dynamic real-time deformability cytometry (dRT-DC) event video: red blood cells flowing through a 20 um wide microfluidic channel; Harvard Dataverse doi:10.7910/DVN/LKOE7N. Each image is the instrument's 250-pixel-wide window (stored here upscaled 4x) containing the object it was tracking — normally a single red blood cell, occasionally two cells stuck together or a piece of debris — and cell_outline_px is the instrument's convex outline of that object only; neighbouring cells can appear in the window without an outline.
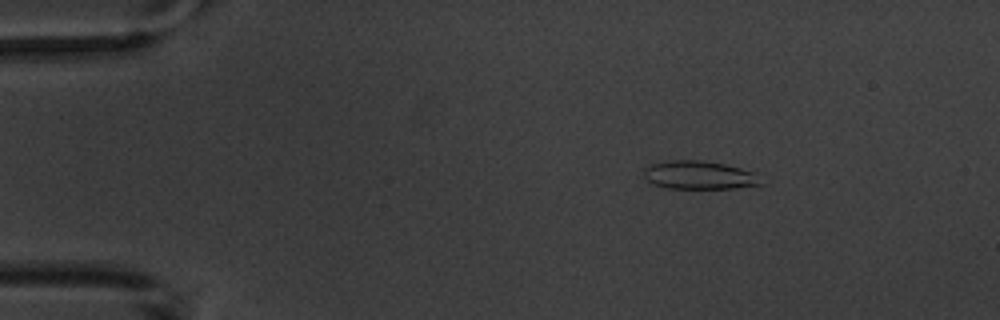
{"species": "common noctule bat (a hibernating species)", "species_latin": "Nyctalus noctula", "temperature_condition": "warm", "stored_images_in_passage": 5, "camera_frame_rate_fps": 3000, "um_per_image_px": 0.085, "animal": {"sex": "male", "body_mass_g": 20.1, "forearm_length_mm": 53.5}, "frame": {"image": 1, "passage_image": 2, "time_ms": 2.0, "image_size_px": [1000, 320], "cell_outline_px": [[764, 184], [736, 188], [664, 188], [652, 184], [644, 176], [644, 168], [652, 164], [668, 160], [700, 160], [724, 164], [756, 172]], "centroid_in_image_um": [59.45, 14.89], "position_along_channel_um": 25.6, "area_um2": 19.42}}
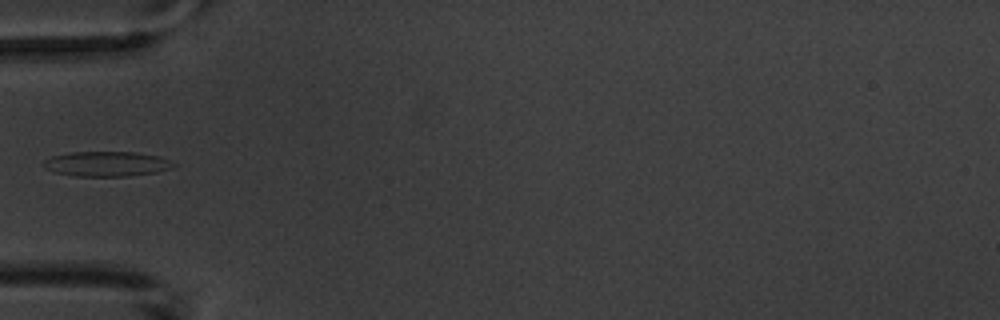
{"frame": {"image": 2, "passage_image": 4, "time_ms": 5.333, "image_size_px": [1000, 320], "cell_outline_px": [[176, 164], [172, 168], [156, 172], [128, 176], [76, 176], [56, 172], [44, 168], [44, 160], [52, 156], [72, 152], [136, 152], [160, 156]], "centroid_in_image_um": [9.08, 13.93], "position_along_channel_um": 75.9, "area_um2": 18.79}}